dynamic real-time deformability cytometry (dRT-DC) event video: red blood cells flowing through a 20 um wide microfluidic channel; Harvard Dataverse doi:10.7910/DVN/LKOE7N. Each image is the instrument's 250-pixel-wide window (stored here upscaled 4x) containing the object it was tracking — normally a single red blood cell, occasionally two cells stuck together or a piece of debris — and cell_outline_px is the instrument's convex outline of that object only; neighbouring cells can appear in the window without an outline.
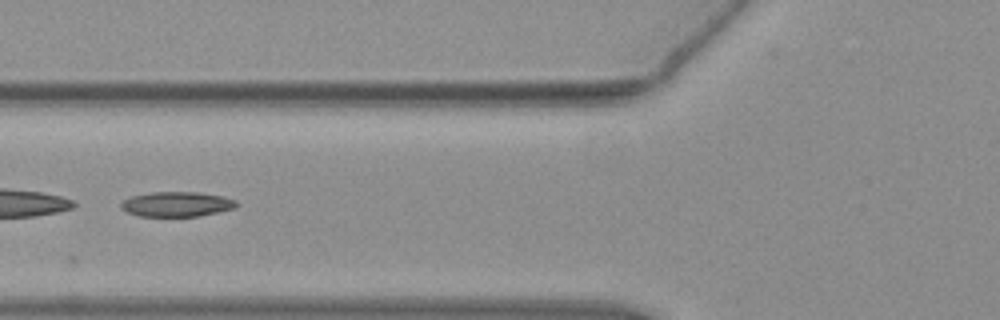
{"species": "common noctule bat (a hibernating species)", "species_latin": "Nyctalus noctula", "temperature_condition": "warm", "stored_images_in_passage": 52, "segment_of_instrument_passage": [2, 2], "camera_frame_rate_fps": 3000, "um_per_image_px": 0.085, "animal": {"sex": "female", "body_mass_g": 19.3, "forearm_length_mm": 54.1}, "frame": {"image": 1, "passage_image": 20, "time_ms": 6.333, "image_size_px": [1000, 320], "cell_outline_px": [[240, 204], [236, 208], [220, 212], [196, 216], [140, 216], [128, 212], [120, 208], [120, 204], [124, 200], [132, 196], [152, 192], [200, 192], [224, 196], [236, 200]], "centroid_in_image_um": [15.09, 17.35], "position_along_channel_um": 110.7, "area_um2": 16.88}}
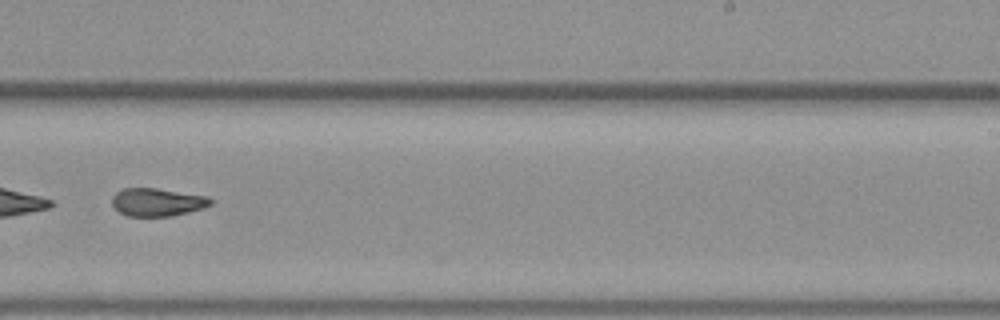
{"frame": {"image": 2, "passage_image": 33, "time_ms": 10.667, "image_size_px": [1000, 320], "cell_outline_px": [[212, 204], [204, 208], [172, 216], [128, 216], [120, 212], [112, 204], [112, 196], [116, 192], [124, 188], [156, 188], [208, 196], [212, 200]], "centroid_in_image_um": [13.38, 17.18], "position_along_channel_um": 275.6, "area_um2": 16.07}}
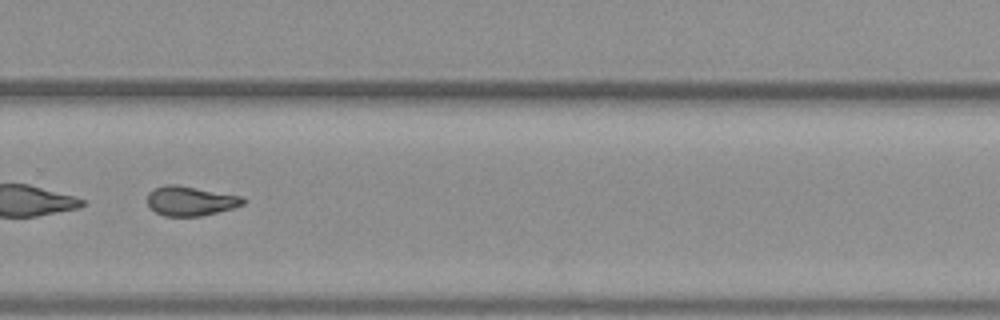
{"frame": {"image": 3, "passage_image": 36, "time_ms": 11.667, "image_size_px": [1000, 320], "cell_outline_px": [[248, 200], [244, 204], [232, 208], [200, 216], [164, 216], [148, 208], [148, 192], [164, 184], [176, 184], [244, 196]], "centroid_in_image_um": [16.2, 17.07], "position_along_channel_um": 313.6, "area_um2": 16.65}}